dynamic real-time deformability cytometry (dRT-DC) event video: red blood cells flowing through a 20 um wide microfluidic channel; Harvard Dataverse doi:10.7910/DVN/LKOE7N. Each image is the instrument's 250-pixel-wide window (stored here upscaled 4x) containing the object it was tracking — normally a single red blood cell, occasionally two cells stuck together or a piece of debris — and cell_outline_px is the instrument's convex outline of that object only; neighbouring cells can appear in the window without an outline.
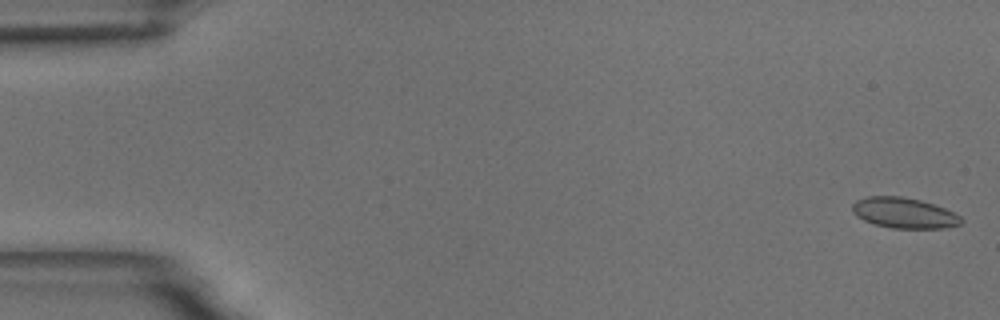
{"species": "common noctule bat (a hibernating species)", "species_latin": "Nyctalus noctula", "temperature_condition": "room temperature", "stored_images_in_passage": 57, "camera_frame_rate_fps": 3000, "um_per_image_px": 0.085, "animal": {"sex": "male", "body_mass_g": 18.8}, "frame": {"image": 1, "passage_image": 2, "time_ms": 0.333, "image_size_px": [1000, 320], "cell_outline_px": [[964, 220], [960, 224], [944, 228], [892, 228], [876, 224], [864, 220], [856, 216], [852, 212], [852, 204], [856, 200], [868, 196], [900, 196], [920, 200], [944, 208], [960, 216]], "centroid_in_image_um": [76.82, 18.1], "position_along_channel_um": 8.2, "area_um2": 19.25}}
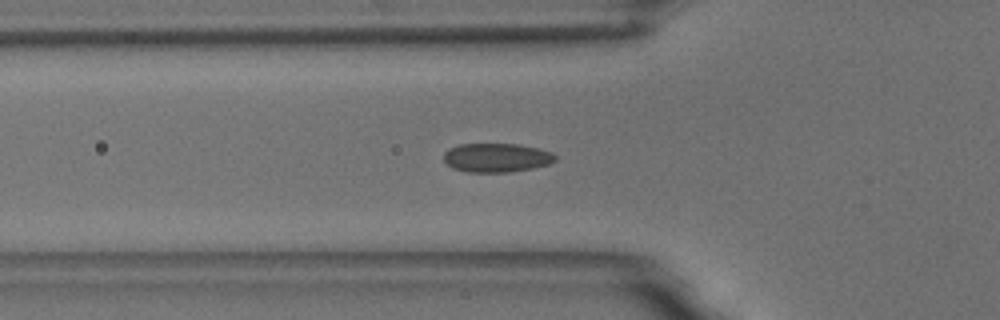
{"frame": {"image": 2, "passage_image": 20, "time_ms": 6.333, "image_size_px": [1000, 320], "cell_outline_px": [[556, 160], [548, 164], [532, 168], [508, 172], [468, 172], [452, 168], [444, 160], [444, 152], [448, 148], [460, 144], [516, 144], [536, 148], [552, 152], [556, 156]], "centroid_in_image_um": [42.18, 13.4], "position_along_channel_um": 83.6, "area_um2": 18.73}}
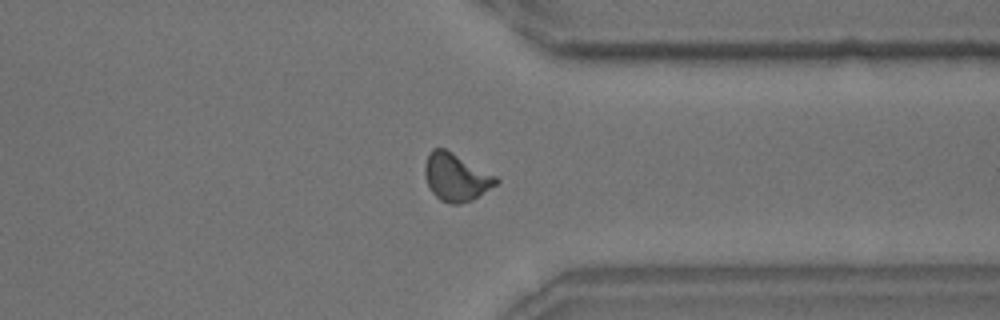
{"frame": {"image": 3, "passage_image": 44, "time_ms": 14.333, "image_size_px": [1000, 320], "cell_outline_px": [[500, 180], [496, 184], [472, 200], [460, 204], [448, 204], [440, 200], [432, 192], [428, 184], [424, 172], [424, 164], [428, 152], [432, 148], [444, 148], [452, 152], [496, 176]], "centroid_in_image_um": [38.73, 15.06], "position_along_channel_um": 372.7, "area_um2": 19.65}, "authors_computed_cell_mechanics": {"area_um2": 18.7272, "velocity_mm_per_s": 3.6298, "shape_relaxation_time_tau1_ms": 7.9737, "shape_relaxation_time_tau2_ms": 1.3453, "deformation_change_tau1": 0.1307, "deformation_change_tau2": 0.0419}}